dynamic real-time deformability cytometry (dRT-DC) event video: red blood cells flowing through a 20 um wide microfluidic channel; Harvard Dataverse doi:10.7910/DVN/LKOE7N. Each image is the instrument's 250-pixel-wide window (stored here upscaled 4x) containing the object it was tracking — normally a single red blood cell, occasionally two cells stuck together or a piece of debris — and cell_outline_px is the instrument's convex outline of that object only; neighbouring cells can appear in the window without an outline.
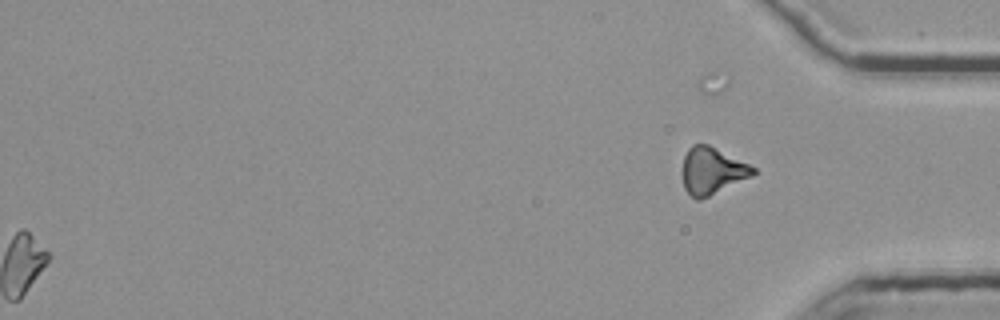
{"species": "common noctule bat (a hibernating species)", "species_latin": "Nyctalus noctula", "temperature_condition": "room temperature", "stored_images_in_passage": 55, "segment_of_instrument_passage": [2, 2], "camera_frame_rate_fps": 3000, "um_per_image_px": 0.085, "animal": {"sex": "female", "body_mass_g": 25.1}, "frame": {"image": 1, "passage_image": 55, "time_ms": 18.0, "image_size_px": [1000, 320], "cell_outline_px": [[756, 172], [752, 176], [700, 200], [696, 200], [684, 188], [680, 172], [684, 156], [688, 148], [692, 144], [708, 144], [756, 168]], "centroid_in_image_um": [60.47, 14.52], "position_along_channel_um": 374.7, "area_um2": 19.36}}